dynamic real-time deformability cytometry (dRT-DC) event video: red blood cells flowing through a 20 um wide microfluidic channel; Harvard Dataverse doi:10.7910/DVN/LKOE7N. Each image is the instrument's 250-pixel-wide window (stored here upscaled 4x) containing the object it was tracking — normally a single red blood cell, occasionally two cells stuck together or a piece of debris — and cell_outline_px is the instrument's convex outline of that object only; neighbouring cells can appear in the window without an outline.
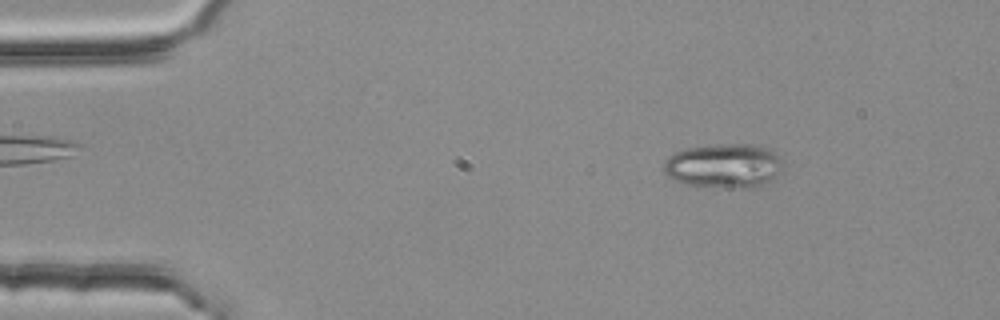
{"species": "common noctule bat (a hibernating species)", "species_latin": "Nyctalus noctula", "temperature_condition": "room temperature", "stored_images_in_passage": 2, "camera_frame_rate_fps": 3000, "um_per_image_px": 0.085, "animal": {"sex": "female", "body_mass_g": 25.1}, "frame": {"image": 1, "passage_image": 1, "time_ms": 0.0, "image_size_px": [1000, 320], "cell_outline_px": [[780, 172], [764, 184], [756, 188], [744, 188], [680, 184], [668, 176], [664, 172], [664, 160], [668, 156], [676, 152], [688, 148], [716, 144], [756, 144], [772, 148], [776, 156]], "centroid_in_image_um": [61.48, 14.08], "position_along_channel_um": 23.5, "area_um2": 30.63}}